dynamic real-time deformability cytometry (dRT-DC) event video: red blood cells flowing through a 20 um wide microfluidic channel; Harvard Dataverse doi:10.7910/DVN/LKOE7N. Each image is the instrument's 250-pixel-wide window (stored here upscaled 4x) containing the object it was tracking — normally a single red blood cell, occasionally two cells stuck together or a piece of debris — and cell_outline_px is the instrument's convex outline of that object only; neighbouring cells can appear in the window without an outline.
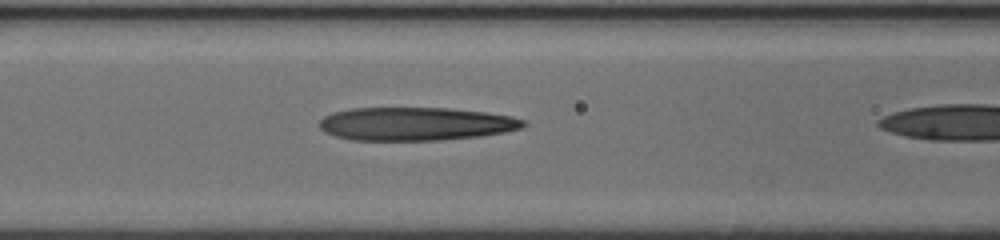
{"species": "human", "species_latin": "Homo sapiens", "temperature_condition": "cold", "stored_images_in_passage": 25, "camera_frame_rate_fps": 3000, "um_per_image_px": 0.085, "donor": {"sex": "female"}, "frame": {"image": 1, "passage_image": 20, "time_ms": 6.333, "image_size_px": [1000, 240], "cell_outline_px": [[528, 124], [524, 128], [504, 132], [480, 136], [440, 140], [352, 140], [336, 136], [324, 132], [316, 124], [324, 116], [332, 112], [352, 108], [448, 108], [484, 112], [512, 116], [524, 120]], "centroid_in_image_um": [35.32, 10.53], "position_along_channel_um": 131.3, "area_um2": 39.77}}
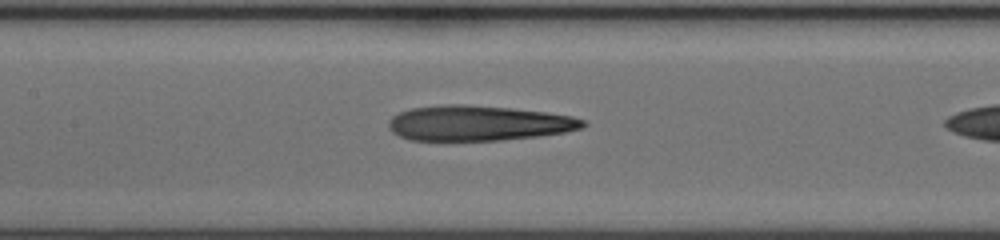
{"frame": {"image": 2, "passage_image": 23, "time_ms": 7.333, "image_size_px": [1000, 240], "cell_outline_px": [[588, 124], [584, 128], [564, 132], [536, 136], [500, 140], [408, 140], [392, 132], [388, 128], [388, 120], [392, 116], [400, 112], [412, 108], [448, 104], [464, 104], [512, 108], [548, 112], [572, 116], [584, 120]], "centroid_in_image_um": [40.67, 10.46], "position_along_channel_um": 166.7, "area_um2": 39.94}}